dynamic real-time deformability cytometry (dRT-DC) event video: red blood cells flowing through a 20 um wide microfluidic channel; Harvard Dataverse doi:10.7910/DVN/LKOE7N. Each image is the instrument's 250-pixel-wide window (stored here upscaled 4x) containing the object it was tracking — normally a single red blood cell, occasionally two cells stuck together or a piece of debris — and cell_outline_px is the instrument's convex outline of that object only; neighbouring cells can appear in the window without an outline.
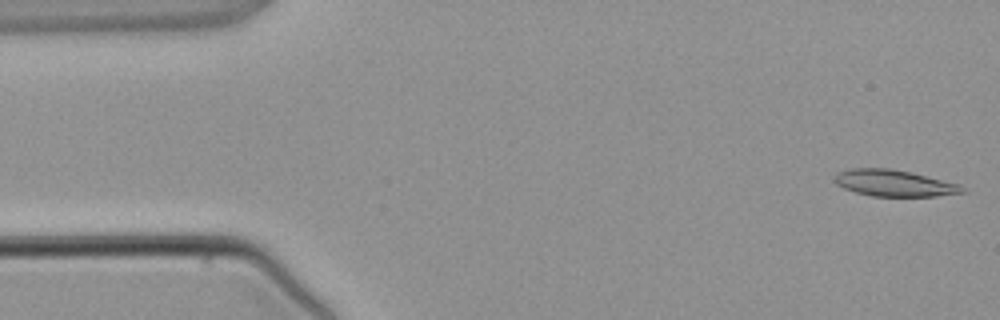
{"species": "common noctule bat (a hibernating species)", "species_latin": "Nyctalus noctula", "temperature_condition": "warm", "stored_images_in_passage": 4, "camera_frame_rate_fps": 3000, "um_per_image_px": 0.085, "animal": {"sex": "male", "body_mass_g": 21.5, "forearm_length_mm": 52.0}, "frame": {"image": 1, "passage_image": 1, "time_ms": 0.0, "image_size_px": [1000, 320], "cell_outline_px": [[968, 192], [936, 196], [872, 196], [856, 192], [844, 188], [836, 184], [832, 180], [832, 176], [836, 172], [852, 168], [888, 168], [912, 172], [960, 184]], "centroid_in_image_um": [75.98, 15.56], "position_along_channel_um": 9.0, "area_um2": 19.94}}
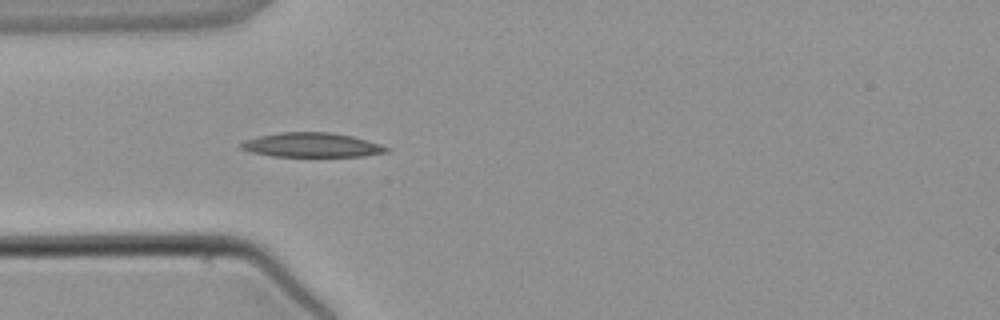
{"frame": {"image": 2, "passage_image": 4, "time_ms": 3.667, "image_size_px": [1000, 320], "cell_outline_px": [[388, 152], [364, 156], [272, 156], [252, 152], [240, 148], [240, 144], [244, 140], [260, 136], [280, 132], [328, 132], [352, 136], [380, 144], [388, 148]], "centroid_in_image_um": [26.49, 12.32], "position_along_channel_um": 58.5, "area_um2": 20.46}}